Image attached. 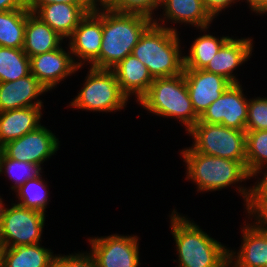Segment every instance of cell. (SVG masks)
<instances>
[{"mask_svg":"<svg viewBox=\"0 0 267 267\" xmlns=\"http://www.w3.org/2000/svg\"><path fill=\"white\" fill-rule=\"evenodd\" d=\"M178 267H229V248L174 209L169 215Z\"/></svg>","mask_w":267,"mask_h":267,"instance_id":"cell-1","label":"cell"},{"mask_svg":"<svg viewBox=\"0 0 267 267\" xmlns=\"http://www.w3.org/2000/svg\"><path fill=\"white\" fill-rule=\"evenodd\" d=\"M182 160L186 165V180H191L198 192L219 191L238 184L239 196L244 199V206L249 195V187L241 183L250 179L246 161H235L211 156L194 151L191 147L181 150ZM241 184V185H240Z\"/></svg>","mask_w":267,"mask_h":267,"instance_id":"cell-2","label":"cell"},{"mask_svg":"<svg viewBox=\"0 0 267 267\" xmlns=\"http://www.w3.org/2000/svg\"><path fill=\"white\" fill-rule=\"evenodd\" d=\"M149 16L102 9V42L99 57L90 65L96 69L114 68L138 43L144 31L153 23Z\"/></svg>","mask_w":267,"mask_h":267,"instance_id":"cell-3","label":"cell"},{"mask_svg":"<svg viewBox=\"0 0 267 267\" xmlns=\"http://www.w3.org/2000/svg\"><path fill=\"white\" fill-rule=\"evenodd\" d=\"M176 27H161L154 22L144 31L132 54L149 70L153 78L183 73L184 54Z\"/></svg>","mask_w":267,"mask_h":267,"instance_id":"cell-4","label":"cell"},{"mask_svg":"<svg viewBox=\"0 0 267 267\" xmlns=\"http://www.w3.org/2000/svg\"><path fill=\"white\" fill-rule=\"evenodd\" d=\"M138 105L157 116L173 118L189 131L199 120L186 86L184 74L154 78Z\"/></svg>","mask_w":267,"mask_h":267,"instance_id":"cell-5","label":"cell"},{"mask_svg":"<svg viewBox=\"0 0 267 267\" xmlns=\"http://www.w3.org/2000/svg\"><path fill=\"white\" fill-rule=\"evenodd\" d=\"M81 91L69 103L73 110L117 112L124 109L129 98L121 91L115 73L109 69L90 67Z\"/></svg>","mask_w":267,"mask_h":267,"instance_id":"cell-6","label":"cell"},{"mask_svg":"<svg viewBox=\"0 0 267 267\" xmlns=\"http://www.w3.org/2000/svg\"><path fill=\"white\" fill-rule=\"evenodd\" d=\"M191 148L199 153L235 161H246V131L221 124L196 123L188 132Z\"/></svg>","mask_w":267,"mask_h":267,"instance_id":"cell-7","label":"cell"},{"mask_svg":"<svg viewBox=\"0 0 267 267\" xmlns=\"http://www.w3.org/2000/svg\"><path fill=\"white\" fill-rule=\"evenodd\" d=\"M2 210L0 218V247H16L38 244L42 241V233L46 214L11 203Z\"/></svg>","mask_w":267,"mask_h":267,"instance_id":"cell-8","label":"cell"},{"mask_svg":"<svg viewBox=\"0 0 267 267\" xmlns=\"http://www.w3.org/2000/svg\"><path fill=\"white\" fill-rule=\"evenodd\" d=\"M139 237L112 234L88 238L97 267H139Z\"/></svg>","mask_w":267,"mask_h":267,"instance_id":"cell-9","label":"cell"},{"mask_svg":"<svg viewBox=\"0 0 267 267\" xmlns=\"http://www.w3.org/2000/svg\"><path fill=\"white\" fill-rule=\"evenodd\" d=\"M60 141L47 127L40 125L38 128L26 133L18 139L7 142L1 151L11 159L41 165L56 155Z\"/></svg>","mask_w":267,"mask_h":267,"instance_id":"cell-10","label":"cell"},{"mask_svg":"<svg viewBox=\"0 0 267 267\" xmlns=\"http://www.w3.org/2000/svg\"><path fill=\"white\" fill-rule=\"evenodd\" d=\"M242 88L241 83L231 84L204 111L197 123L221 124L228 128L245 130L249 99Z\"/></svg>","mask_w":267,"mask_h":267,"instance_id":"cell-11","label":"cell"},{"mask_svg":"<svg viewBox=\"0 0 267 267\" xmlns=\"http://www.w3.org/2000/svg\"><path fill=\"white\" fill-rule=\"evenodd\" d=\"M67 40L75 64L78 67L90 66L101 50L102 9L87 13Z\"/></svg>","mask_w":267,"mask_h":267,"instance_id":"cell-12","label":"cell"},{"mask_svg":"<svg viewBox=\"0 0 267 267\" xmlns=\"http://www.w3.org/2000/svg\"><path fill=\"white\" fill-rule=\"evenodd\" d=\"M57 48L43 54L30 57L31 74L48 90L55 89L61 81L78 72L69 46Z\"/></svg>","mask_w":267,"mask_h":267,"instance_id":"cell-13","label":"cell"},{"mask_svg":"<svg viewBox=\"0 0 267 267\" xmlns=\"http://www.w3.org/2000/svg\"><path fill=\"white\" fill-rule=\"evenodd\" d=\"M245 220L238 251H228L229 267H264L267 263V222Z\"/></svg>","mask_w":267,"mask_h":267,"instance_id":"cell-14","label":"cell"},{"mask_svg":"<svg viewBox=\"0 0 267 267\" xmlns=\"http://www.w3.org/2000/svg\"><path fill=\"white\" fill-rule=\"evenodd\" d=\"M183 74L198 117L231 85L226 78L204 69H184Z\"/></svg>","mask_w":267,"mask_h":267,"instance_id":"cell-15","label":"cell"},{"mask_svg":"<svg viewBox=\"0 0 267 267\" xmlns=\"http://www.w3.org/2000/svg\"><path fill=\"white\" fill-rule=\"evenodd\" d=\"M29 10L49 25L62 38L71 36L79 22L92 12L90 5L50 3L47 5H27Z\"/></svg>","mask_w":267,"mask_h":267,"instance_id":"cell-16","label":"cell"},{"mask_svg":"<svg viewBox=\"0 0 267 267\" xmlns=\"http://www.w3.org/2000/svg\"><path fill=\"white\" fill-rule=\"evenodd\" d=\"M253 47V40L249 37H230L204 70L226 78L231 84H239L234 71L251 58Z\"/></svg>","mask_w":267,"mask_h":267,"instance_id":"cell-17","label":"cell"},{"mask_svg":"<svg viewBox=\"0 0 267 267\" xmlns=\"http://www.w3.org/2000/svg\"><path fill=\"white\" fill-rule=\"evenodd\" d=\"M48 90L30 73L15 81L0 83V112L44 106L38 97Z\"/></svg>","mask_w":267,"mask_h":267,"instance_id":"cell-18","label":"cell"},{"mask_svg":"<svg viewBox=\"0 0 267 267\" xmlns=\"http://www.w3.org/2000/svg\"><path fill=\"white\" fill-rule=\"evenodd\" d=\"M162 14L153 19L156 25L167 28L168 21L172 24H189L197 29L210 26L214 18L204 7L202 0H163ZM160 22V23H159Z\"/></svg>","mask_w":267,"mask_h":267,"instance_id":"cell-19","label":"cell"},{"mask_svg":"<svg viewBox=\"0 0 267 267\" xmlns=\"http://www.w3.org/2000/svg\"><path fill=\"white\" fill-rule=\"evenodd\" d=\"M121 91L128 97L135 95L136 103L148 92L154 78L148 68L133 54L128 55L111 69Z\"/></svg>","mask_w":267,"mask_h":267,"instance_id":"cell-20","label":"cell"},{"mask_svg":"<svg viewBox=\"0 0 267 267\" xmlns=\"http://www.w3.org/2000/svg\"><path fill=\"white\" fill-rule=\"evenodd\" d=\"M43 108L33 106L0 112V146L38 128Z\"/></svg>","mask_w":267,"mask_h":267,"instance_id":"cell-21","label":"cell"},{"mask_svg":"<svg viewBox=\"0 0 267 267\" xmlns=\"http://www.w3.org/2000/svg\"><path fill=\"white\" fill-rule=\"evenodd\" d=\"M62 38L31 11L27 14L23 51L30 58L60 48Z\"/></svg>","mask_w":267,"mask_h":267,"instance_id":"cell-22","label":"cell"},{"mask_svg":"<svg viewBox=\"0 0 267 267\" xmlns=\"http://www.w3.org/2000/svg\"><path fill=\"white\" fill-rule=\"evenodd\" d=\"M56 254L41 243L16 247H0L1 267H53Z\"/></svg>","mask_w":267,"mask_h":267,"instance_id":"cell-23","label":"cell"},{"mask_svg":"<svg viewBox=\"0 0 267 267\" xmlns=\"http://www.w3.org/2000/svg\"><path fill=\"white\" fill-rule=\"evenodd\" d=\"M211 26L200 28L199 35L191 44L189 54L184 55V69H204L208 63L213 59L215 54L220 50L221 46L230 38V36H213L210 33L206 34L208 28Z\"/></svg>","mask_w":267,"mask_h":267,"instance_id":"cell-24","label":"cell"},{"mask_svg":"<svg viewBox=\"0 0 267 267\" xmlns=\"http://www.w3.org/2000/svg\"><path fill=\"white\" fill-rule=\"evenodd\" d=\"M28 6L0 12V46L23 48Z\"/></svg>","mask_w":267,"mask_h":267,"instance_id":"cell-25","label":"cell"},{"mask_svg":"<svg viewBox=\"0 0 267 267\" xmlns=\"http://www.w3.org/2000/svg\"><path fill=\"white\" fill-rule=\"evenodd\" d=\"M30 73V58L22 48L0 46V83L15 81Z\"/></svg>","mask_w":267,"mask_h":267,"instance_id":"cell-26","label":"cell"},{"mask_svg":"<svg viewBox=\"0 0 267 267\" xmlns=\"http://www.w3.org/2000/svg\"><path fill=\"white\" fill-rule=\"evenodd\" d=\"M263 170V171H262ZM261 173V174H260ZM263 174V175H262ZM262 175V179L258 176ZM258 178L253 186L249 187V195L246 201L248 220L267 222V168L255 169L250 178Z\"/></svg>","mask_w":267,"mask_h":267,"instance_id":"cell-27","label":"cell"},{"mask_svg":"<svg viewBox=\"0 0 267 267\" xmlns=\"http://www.w3.org/2000/svg\"><path fill=\"white\" fill-rule=\"evenodd\" d=\"M42 174L27 180L14 192L18 198L17 204L28 209L36 210L46 214V208L49 204V192L47 191V182L42 178Z\"/></svg>","mask_w":267,"mask_h":267,"instance_id":"cell-28","label":"cell"},{"mask_svg":"<svg viewBox=\"0 0 267 267\" xmlns=\"http://www.w3.org/2000/svg\"><path fill=\"white\" fill-rule=\"evenodd\" d=\"M42 167L37 164L18 161L8 158L2 151L0 153V175H6L12 181L11 190L15 191L27 180L35 178L42 172Z\"/></svg>","mask_w":267,"mask_h":267,"instance_id":"cell-29","label":"cell"},{"mask_svg":"<svg viewBox=\"0 0 267 267\" xmlns=\"http://www.w3.org/2000/svg\"><path fill=\"white\" fill-rule=\"evenodd\" d=\"M258 168H267V130L246 131V169Z\"/></svg>","mask_w":267,"mask_h":267,"instance_id":"cell-30","label":"cell"},{"mask_svg":"<svg viewBox=\"0 0 267 267\" xmlns=\"http://www.w3.org/2000/svg\"><path fill=\"white\" fill-rule=\"evenodd\" d=\"M256 130H267V97L249 99L245 131Z\"/></svg>","mask_w":267,"mask_h":267,"instance_id":"cell-31","label":"cell"},{"mask_svg":"<svg viewBox=\"0 0 267 267\" xmlns=\"http://www.w3.org/2000/svg\"><path fill=\"white\" fill-rule=\"evenodd\" d=\"M163 0H117L110 8L121 13H139L154 19V11L160 9Z\"/></svg>","mask_w":267,"mask_h":267,"instance_id":"cell-32","label":"cell"},{"mask_svg":"<svg viewBox=\"0 0 267 267\" xmlns=\"http://www.w3.org/2000/svg\"><path fill=\"white\" fill-rule=\"evenodd\" d=\"M53 267H97L89 252H78L69 255L58 254L54 258Z\"/></svg>","mask_w":267,"mask_h":267,"instance_id":"cell-33","label":"cell"},{"mask_svg":"<svg viewBox=\"0 0 267 267\" xmlns=\"http://www.w3.org/2000/svg\"><path fill=\"white\" fill-rule=\"evenodd\" d=\"M204 7L209 12V14L216 18L222 10L225 11L226 8L232 6V3L235 4L239 2V0H202Z\"/></svg>","mask_w":267,"mask_h":267,"instance_id":"cell-34","label":"cell"},{"mask_svg":"<svg viewBox=\"0 0 267 267\" xmlns=\"http://www.w3.org/2000/svg\"><path fill=\"white\" fill-rule=\"evenodd\" d=\"M59 2L75 5H89L88 0H27V5H47Z\"/></svg>","mask_w":267,"mask_h":267,"instance_id":"cell-35","label":"cell"},{"mask_svg":"<svg viewBox=\"0 0 267 267\" xmlns=\"http://www.w3.org/2000/svg\"><path fill=\"white\" fill-rule=\"evenodd\" d=\"M27 0H0V12L24 8Z\"/></svg>","mask_w":267,"mask_h":267,"instance_id":"cell-36","label":"cell"},{"mask_svg":"<svg viewBox=\"0 0 267 267\" xmlns=\"http://www.w3.org/2000/svg\"><path fill=\"white\" fill-rule=\"evenodd\" d=\"M245 3L248 4L249 9L252 12H254L258 15L267 14V0H246Z\"/></svg>","mask_w":267,"mask_h":267,"instance_id":"cell-37","label":"cell"},{"mask_svg":"<svg viewBox=\"0 0 267 267\" xmlns=\"http://www.w3.org/2000/svg\"><path fill=\"white\" fill-rule=\"evenodd\" d=\"M116 2L117 0H88L92 10L110 9Z\"/></svg>","mask_w":267,"mask_h":267,"instance_id":"cell-38","label":"cell"},{"mask_svg":"<svg viewBox=\"0 0 267 267\" xmlns=\"http://www.w3.org/2000/svg\"><path fill=\"white\" fill-rule=\"evenodd\" d=\"M3 198L0 196V218H1V215H2V210L4 208V201L2 200Z\"/></svg>","mask_w":267,"mask_h":267,"instance_id":"cell-39","label":"cell"}]
</instances>
